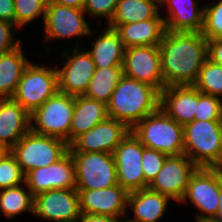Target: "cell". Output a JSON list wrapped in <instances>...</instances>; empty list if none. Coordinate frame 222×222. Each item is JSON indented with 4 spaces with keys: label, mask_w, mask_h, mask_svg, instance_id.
Listing matches in <instances>:
<instances>
[{
    "label": "cell",
    "mask_w": 222,
    "mask_h": 222,
    "mask_svg": "<svg viewBox=\"0 0 222 222\" xmlns=\"http://www.w3.org/2000/svg\"><path fill=\"white\" fill-rule=\"evenodd\" d=\"M130 133L122 122L107 118L78 136L70 145V152H104L112 154L119 143Z\"/></svg>",
    "instance_id": "17"
},
{
    "label": "cell",
    "mask_w": 222,
    "mask_h": 222,
    "mask_svg": "<svg viewBox=\"0 0 222 222\" xmlns=\"http://www.w3.org/2000/svg\"><path fill=\"white\" fill-rule=\"evenodd\" d=\"M164 17L159 13L153 19L120 25L118 32L125 48L159 46L166 32Z\"/></svg>",
    "instance_id": "23"
},
{
    "label": "cell",
    "mask_w": 222,
    "mask_h": 222,
    "mask_svg": "<svg viewBox=\"0 0 222 222\" xmlns=\"http://www.w3.org/2000/svg\"><path fill=\"white\" fill-rule=\"evenodd\" d=\"M24 182L33 196L51 189L76 188L75 164L70 151L57 162L26 173Z\"/></svg>",
    "instance_id": "15"
},
{
    "label": "cell",
    "mask_w": 222,
    "mask_h": 222,
    "mask_svg": "<svg viewBox=\"0 0 222 222\" xmlns=\"http://www.w3.org/2000/svg\"><path fill=\"white\" fill-rule=\"evenodd\" d=\"M198 90L193 85L166 86L160 92V108L178 124L194 120Z\"/></svg>",
    "instance_id": "19"
},
{
    "label": "cell",
    "mask_w": 222,
    "mask_h": 222,
    "mask_svg": "<svg viewBox=\"0 0 222 222\" xmlns=\"http://www.w3.org/2000/svg\"><path fill=\"white\" fill-rule=\"evenodd\" d=\"M118 0H85L83 10L96 18H105L109 24L116 10Z\"/></svg>",
    "instance_id": "36"
},
{
    "label": "cell",
    "mask_w": 222,
    "mask_h": 222,
    "mask_svg": "<svg viewBox=\"0 0 222 222\" xmlns=\"http://www.w3.org/2000/svg\"><path fill=\"white\" fill-rule=\"evenodd\" d=\"M208 59L222 66V38L207 40Z\"/></svg>",
    "instance_id": "38"
},
{
    "label": "cell",
    "mask_w": 222,
    "mask_h": 222,
    "mask_svg": "<svg viewBox=\"0 0 222 222\" xmlns=\"http://www.w3.org/2000/svg\"><path fill=\"white\" fill-rule=\"evenodd\" d=\"M160 107V92L153 86L123 76L107 104L108 117L130 130Z\"/></svg>",
    "instance_id": "2"
},
{
    "label": "cell",
    "mask_w": 222,
    "mask_h": 222,
    "mask_svg": "<svg viewBox=\"0 0 222 222\" xmlns=\"http://www.w3.org/2000/svg\"><path fill=\"white\" fill-rule=\"evenodd\" d=\"M108 118L107 105L87 98L74 96L73 116L70 127V144L81 134Z\"/></svg>",
    "instance_id": "24"
},
{
    "label": "cell",
    "mask_w": 222,
    "mask_h": 222,
    "mask_svg": "<svg viewBox=\"0 0 222 222\" xmlns=\"http://www.w3.org/2000/svg\"><path fill=\"white\" fill-rule=\"evenodd\" d=\"M143 149L142 143L130 132L112 153L118 184L128 192L148 188L141 164Z\"/></svg>",
    "instance_id": "11"
},
{
    "label": "cell",
    "mask_w": 222,
    "mask_h": 222,
    "mask_svg": "<svg viewBox=\"0 0 222 222\" xmlns=\"http://www.w3.org/2000/svg\"><path fill=\"white\" fill-rule=\"evenodd\" d=\"M22 46L0 54V99L12 98L26 66L31 62L25 58Z\"/></svg>",
    "instance_id": "26"
},
{
    "label": "cell",
    "mask_w": 222,
    "mask_h": 222,
    "mask_svg": "<svg viewBox=\"0 0 222 222\" xmlns=\"http://www.w3.org/2000/svg\"><path fill=\"white\" fill-rule=\"evenodd\" d=\"M159 50L164 88L193 85L208 59L207 39L201 32L166 30Z\"/></svg>",
    "instance_id": "1"
},
{
    "label": "cell",
    "mask_w": 222,
    "mask_h": 222,
    "mask_svg": "<svg viewBox=\"0 0 222 222\" xmlns=\"http://www.w3.org/2000/svg\"><path fill=\"white\" fill-rule=\"evenodd\" d=\"M170 197L149 188L129 192L127 207L133 209V219L128 222H158L162 218Z\"/></svg>",
    "instance_id": "22"
},
{
    "label": "cell",
    "mask_w": 222,
    "mask_h": 222,
    "mask_svg": "<svg viewBox=\"0 0 222 222\" xmlns=\"http://www.w3.org/2000/svg\"><path fill=\"white\" fill-rule=\"evenodd\" d=\"M83 8L58 5L48 0L43 21L45 38L48 40L92 36V29L84 19Z\"/></svg>",
    "instance_id": "10"
},
{
    "label": "cell",
    "mask_w": 222,
    "mask_h": 222,
    "mask_svg": "<svg viewBox=\"0 0 222 222\" xmlns=\"http://www.w3.org/2000/svg\"><path fill=\"white\" fill-rule=\"evenodd\" d=\"M73 108L74 96L57 91L30 114L31 130L63 139L70 145Z\"/></svg>",
    "instance_id": "6"
},
{
    "label": "cell",
    "mask_w": 222,
    "mask_h": 222,
    "mask_svg": "<svg viewBox=\"0 0 222 222\" xmlns=\"http://www.w3.org/2000/svg\"><path fill=\"white\" fill-rule=\"evenodd\" d=\"M123 76V66L96 69L84 96L107 105Z\"/></svg>",
    "instance_id": "28"
},
{
    "label": "cell",
    "mask_w": 222,
    "mask_h": 222,
    "mask_svg": "<svg viewBox=\"0 0 222 222\" xmlns=\"http://www.w3.org/2000/svg\"><path fill=\"white\" fill-rule=\"evenodd\" d=\"M24 183V174L15 156L8 151L0 159V190Z\"/></svg>",
    "instance_id": "32"
},
{
    "label": "cell",
    "mask_w": 222,
    "mask_h": 222,
    "mask_svg": "<svg viewBox=\"0 0 222 222\" xmlns=\"http://www.w3.org/2000/svg\"><path fill=\"white\" fill-rule=\"evenodd\" d=\"M52 2L73 8H83L85 0H51Z\"/></svg>",
    "instance_id": "41"
},
{
    "label": "cell",
    "mask_w": 222,
    "mask_h": 222,
    "mask_svg": "<svg viewBox=\"0 0 222 222\" xmlns=\"http://www.w3.org/2000/svg\"><path fill=\"white\" fill-rule=\"evenodd\" d=\"M33 214L53 222H78L81 213L76 188L51 189L35 195Z\"/></svg>",
    "instance_id": "14"
},
{
    "label": "cell",
    "mask_w": 222,
    "mask_h": 222,
    "mask_svg": "<svg viewBox=\"0 0 222 222\" xmlns=\"http://www.w3.org/2000/svg\"><path fill=\"white\" fill-rule=\"evenodd\" d=\"M73 48L62 51V56L67 59L63 67L56 68L58 91L72 96L84 95L94 71L96 70L93 59L88 51L79 52V49Z\"/></svg>",
    "instance_id": "13"
},
{
    "label": "cell",
    "mask_w": 222,
    "mask_h": 222,
    "mask_svg": "<svg viewBox=\"0 0 222 222\" xmlns=\"http://www.w3.org/2000/svg\"><path fill=\"white\" fill-rule=\"evenodd\" d=\"M167 156L158 150L144 147L142 154V169L145 181L150 184L156 177L166 160Z\"/></svg>",
    "instance_id": "35"
},
{
    "label": "cell",
    "mask_w": 222,
    "mask_h": 222,
    "mask_svg": "<svg viewBox=\"0 0 222 222\" xmlns=\"http://www.w3.org/2000/svg\"><path fill=\"white\" fill-rule=\"evenodd\" d=\"M204 23L201 31L207 40L222 38V0L215 4L203 5Z\"/></svg>",
    "instance_id": "33"
},
{
    "label": "cell",
    "mask_w": 222,
    "mask_h": 222,
    "mask_svg": "<svg viewBox=\"0 0 222 222\" xmlns=\"http://www.w3.org/2000/svg\"><path fill=\"white\" fill-rule=\"evenodd\" d=\"M0 20L15 24L14 0H0Z\"/></svg>",
    "instance_id": "39"
},
{
    "label": "cell",
    "mask_w": 222,
    "mask_h": 222,
    "mask_svg": "<svg viewBox=\"0 0 222 222\" xmlns=\"http://www.w3.org/2000/svg\"><path fill=\"white\" fill-rule=\"evenodd\" d=\"M8 152V150L0 148V159Z\"/></svg>",
    "instance_id": "43"
},
{
    "label": "cell",
    "mask_w": 222,
    "mask_h": 222,
    "mask_svg": "<svg viewBox=\"0 0 222 222\" xmlns=\"http://www.w3.org/2000/svg\"><path fill=\"white\" fill-rule=\"evenodd\" d=\"M198 167L185 155L167 157L148 188L176 202L183 198L189 179Z\"/></svg>",
    "instance_id": "16"
},
{
    "label": "cell",
    "mask_w": 222,
    "mask_h": 222,
    "mask_svg": "<svg viewBox=\"0 0 222 222\" xmlns=\"http://www.w3.org/2000/svg\"><path fill=\"white\" fill-rule=\"evenodd\" d=\"M201 222H217V221H215L214 219H207V220H203Z\"/></svg>",
    "instance_id": "44"
},
{
    "label": "cell",
    "mask_w": 222,
    "mask_h": 222,
    "mask_svg": "<svg viewBox=\"0 0 222 222\" xmlns=\"http://www.w3.org/2000/svg\"><path fill=\"white\" fill-rule=\"evenodd\" d=\"M164 3L169 11L168 15L163 18L167 31H202L204 7L201 9L197 0H162L160 6Z\"/></svg>",
    "instance_id": "21"
},
{
    "label": "cell",
    "mask_w": 222,
    "mask_h": 222,
    "mask_svg": "<svg viewBox=\"0 0 222 222\" xmlns=\"http://www.w3.org/2000/svg\"><path fill=\"white\" fill-rule=\"evenodd\" d=\"M70 153L75 164L76 190L104 189L118 184L113 154Z\"/></svg>",
    "instance_id": "8"
},
{
    "label": "cell",
    "mask_w": 222,
    "mask_h": 222,
    "mask_svg": "<svg viewBox=\"0 0 222 222\" xmlns=\"http://www.w3.org/2000/svg\"><path fill=\"white\" fill-rule=\"evenodd\" d=\"M14 28H18L14 23L0 20V54L11 51L21 45L19 39L14 40Z\"/></svg>",
    "instance_id": "37"
},
{
    "label": "cell",
    "mask_w": 222,
    "mask_h": 222,
    "mask_svg": "<svg viewBox=\"0 0 222 222\" xmlns=\"http://www.w3.org/2000/svg\"><path fill=\"white\" fill-rule=\"evenodd\" d=\"M81 214H101L122 218L129 192L119 184L104 189L77 190Z\"/></svg>",
    "instance_id": "18"
},
{
    "label": "cell",
    "mask_w": 222,
    "mask_h": 222,
    "mask_svg": "<svg viewBox=\"0 0 222 222\" xmlns=\"http://www.w3.org/2000/svg\"><path fill=\"white\" fill-rule=\"evenodd\" d=\"M48 0H14L15 25L20 29L30 24L35 18L45 17Z\"/></svg>",
    "instance_id": "31"
},
{
    "label": "cell",
    "mask_w": 222,
    "mask_h": 222,
    "mask_svg": "<svg viewBox=\"0 0 222 222\" xmlns=\"http://www.w3.org/2000/svg\"><path fill=\"white\" fill-rule=\"evenodd\" d=\"M78 222H122L119 218L101 214H81Z\"/></svg>",
    "instance_id": "40"
},
{
    "label": "cell",
    "mask_w": 222,
    "mask_h": 222,
    "mask_svg": "<svg viewBox=\"0 0 222 222\" xmlns=\"http://www.w3.org/2000/svg\"><path fill=\"white\" fill-rule=\"evenodd\" d=\"M130 132L144 147L163 152L167 157L184 154L183 125L160 107L139 121Z\"/></svg>",
    "instance_id": "3"
},
{
    "label": "cell",
    "mask_w": 222,
    "mask_h": 222,
    "mask_svg": "<svg viewBox=\"0 0 222 222\" xmlns=\"http://www.w3.org/2000/svg\"><path fill=\"white\" fill-rule=\"evenodd\" d=\"M30 130V113L12 98L0 99V148L10 151Z\"/></svg>",
    "instance_id": "20"
},
{
    "label": "cell",
    "mask_w": 222,
    "mask_h": 222,
    "mask_svg": "<svg viewBox=\"0 0 222 222\" xmlns=\"http://www.w3.org/2000/svg\"><path fill=\"white\" fill-rule=\"evenodd\" d=\"M221 183L222 168L198 167L191 175L186 192L179 203L189 199L200 210L201 213L196 217L197 222L213 219L218 212Z\"/></svg>",
    "instance_id": "9"
},
{
    "label": "cell",
    "mask_w": 222,
    "mask_h": 222,
    "mask_svg": "<svg viewBox=\"0 0 222 222\" xmlns=\"http://www.w3.org/2000/svg\"><path fill=\"white\" fill-rule=\"evenodd\" d=\"M183 132L184 154L197 167L222 168V121L193 120Z\"/></svg>",
    "instance_id": "4"
},
{
    "label": "cell",
    "mask_w": 222,
    "mask_h": 222,
    "mask_svg": "<svg viewBox=\"0 0 222 222\" xmlns=\"http://www.w3.org/2000/svg\"><path fill=\"white\" fill-rule=\"evenodd\" d=\"M68 151L69 145L65 140L41 135L32 130L23 135L10 150L24 175L57 162Z\"/></svg>",
    "instance_id": "5"
},
{
    "label": "cell",
    "mask_w": 222,
    "mask_h": 222,
    "mask_svg": "<svg viewBox=\"0 0 222 222\" xmlns=\"http://www.w3.org/2000/svg\"><path fill=\"white\" fill-rule=\"evenodd\" d=\"M101 34L97 36L93 47L87 50L96 69L122 66L126 48L118 32L115 29L106 27Z\"/></svg>",
    "instance_id": "25"
},
{
    "label": "cell",
    "mask_w": 222,
    "mask_h": 222,
    "mask_svg": "<svg viewBox=\"0 0 222 222\" xmlns=\"http://www.w3.org/2000/svg\"><path fill=\"white\" fill-rule=\"evenodd\" d=\"M159 6L156 0H118L115 13L107 25L116 30L120 25L153 19L160 13Z\"/></svg>",
    "instance_id": "27"
},
{
    "label": "cell",
    "mask_w": 222,
    "mask_h": 222,
    "mask_svg": "<svg viewBox=\"0 0 222 222\" xmlns=\"http://www.w3.org/2000/svg\"><path fill=\"white\" fill-rule=\"evenodd\" d=\"M194 120L222 121V100L198 91V105Z\"/></svg>",
    "instance_id": "34"
},
{
    "label": "cell",
    "mask_w": 222,
    "mask_h": 222,
    "mask_svg": "<svg viewBox=\"0 0 222 222\" xmlns=\"http://www.w3.org/2000/svg\"><path fill=\"white\" fill-rule=\"evenodd\" d=\"M193 86L203 94L222 97V66L207 59L199 71Z\"/></svg>",
    "instance_id": "30"
},
{
    "label": "cell",
    "mask_w": 222,
    "mask_h": 222,
    "mask_svg": "<svg viewBox=\"0 0 222 222\" xmlns=\"http://www.w3.org/2000/svg\"><path fill=\"white\" fill-rule=\"evenodd\" d=\"M122 66L124 76L147 83L159 92L164 89L159 46L126 48Z\"/></svg>",
    "instance_id": "12"
},
{
    "label": "cell",
    "mask_w": 222,
    "mask_h": 222,
    "mask_svg": "<svg viewBox=\"0 0 222 222\" xmlns=\"http://www.w3.org/2000/svg\"><path fill=\"white\" fill-rule=\"evenodd\" d=\"M217 222H222V183L220 184L219 190V206L217 215L213 218Z\"/></svg>",
    "instance_id": "42"
},
{
    "label": "cell",
    "mask_w": 222,
    "mask_h": 222,
    "mask_svg": "<svg viewBox=\"0 0 222 222\" xmlns=\"http://www.w3.org/2000/svg\"><path fill=\"white\" fill-rule=\"evenodd\" d=\"M58 91L56 68L29 63L12 99L30 114Z\"/></svg>",
    "instance_id": "7"
},
{
    "label": "cell",
    "mask_w": 222,
    "mask_h": 222,
    "mask_svg": "<svg viewBox=\"0 0 222 222\" xmlns=\"http://www.w3.org/2000/svg\"><path fill=\"white\" fill-rule=\"evenodd\" d=\"M23 187H26L23 188ZM34 196L27 188L25 182L22 184L0 190V210L11 219L17 214L29 211L33 214Z\"/></svg>",
    "instance_id": "29"
}]
</instances>
